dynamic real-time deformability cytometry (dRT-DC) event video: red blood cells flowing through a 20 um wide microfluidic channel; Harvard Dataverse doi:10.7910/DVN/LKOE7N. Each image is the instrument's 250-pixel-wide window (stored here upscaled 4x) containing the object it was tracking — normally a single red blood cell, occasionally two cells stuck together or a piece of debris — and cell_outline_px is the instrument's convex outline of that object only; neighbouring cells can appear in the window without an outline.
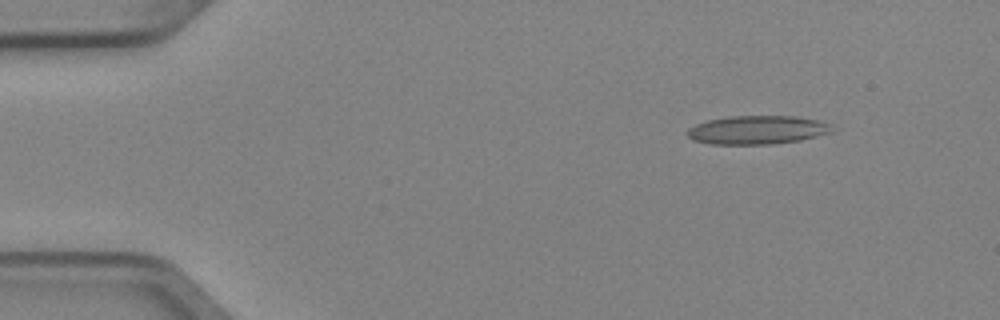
{"species": "Egyptian fruit bat (a non-hibernating species)", "species_latin": "Rousettus aegyptiacus", "temperature_condition": "cold", "stored_images_in_passage": 4, "camera_frame_rate_fps": 3000, "um_per_image_px": 0.085, "animal": {"sex": "female"}, "frame": {"image": 1, "passage_image": 2, "time_ms": 0.333, "image_size_px": [1000, 320], "cell_outline_px": [[832, 132], [800, 140], [772, 144], [712, 144], [692, 140], [688, 136], [688, 128], [696, 124], [708, 120], [728, 116], [792, 116], [816, 120], [824, 124]], "centroid_in_image_um": [64.27, 11.05], "position_along_channel_um": 20.7, "area_um2": 23.64}}